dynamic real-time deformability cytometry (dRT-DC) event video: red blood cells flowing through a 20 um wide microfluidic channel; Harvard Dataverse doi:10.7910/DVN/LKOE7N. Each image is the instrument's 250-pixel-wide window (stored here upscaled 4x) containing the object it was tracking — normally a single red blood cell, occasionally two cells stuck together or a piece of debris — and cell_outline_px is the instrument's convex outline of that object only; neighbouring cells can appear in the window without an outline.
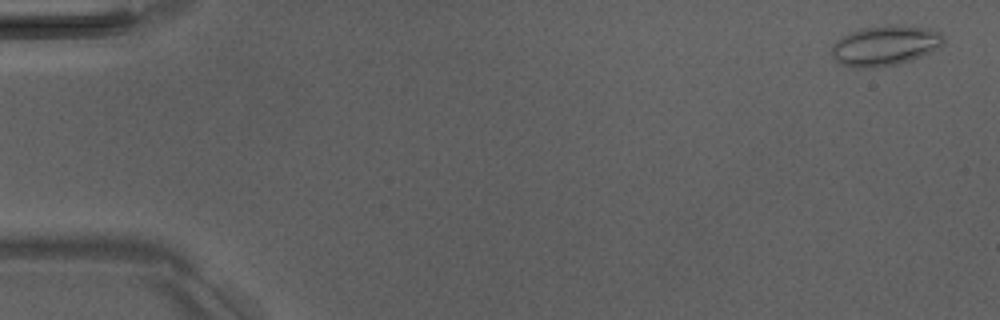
{"species": "Egyptian fruit bat (a non-hibernating species)", "species_latin": "Rousettus aegyptiacus", "temperature_condition": "room temperature", "stored_images_in_passage": 9, "camera_frame_rate_fps": 3000, "um_per_image_px": 0.085, "animal": {"sex": "male"}, "frame": {"image": 1, "passage_image": 1, "time_ms": 0.0, "image_size_px": [1000, 320], "cell_outline_px": [[944, 44], [912, 60], [896, 64], [876, 68], [856, 68], [840, 64], [832, 56], [832, 48], [836, 40], [860, 28], [888, 24], [928, 28], [940, 32], [944, 40]], "centroid_in_image_um": [75.21, 3.88], "position_along_channel_um": 9.8, "area_um2": 26.07}}
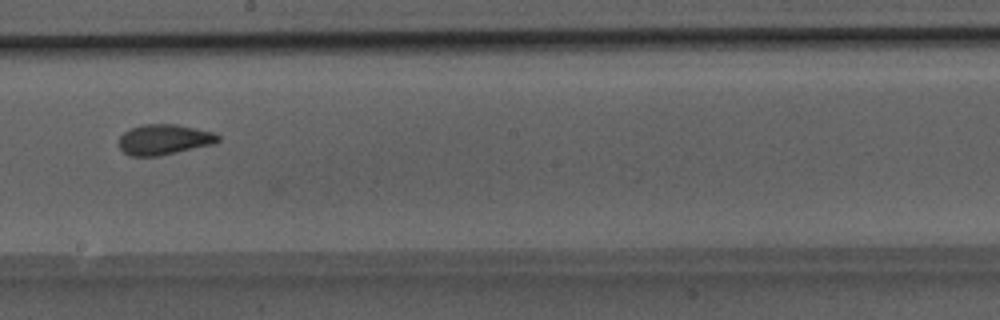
{"frame": {"image": 2, "passage_image": 9, "time_ms": 9.333, "image_size_px": [1000, 320], "cell_outline_px": [[220, 140], [212, 144], [160, 156], [128, 156], [120, 148], [120, 136], [124, 132], [132, 128], [144, 124], [176, 124], [212, 132], [220, 136]], "centroid_in_image_um": [13.93, 11.87], "position_along_channel_um": 234.3, "area_um2": 17.4}}